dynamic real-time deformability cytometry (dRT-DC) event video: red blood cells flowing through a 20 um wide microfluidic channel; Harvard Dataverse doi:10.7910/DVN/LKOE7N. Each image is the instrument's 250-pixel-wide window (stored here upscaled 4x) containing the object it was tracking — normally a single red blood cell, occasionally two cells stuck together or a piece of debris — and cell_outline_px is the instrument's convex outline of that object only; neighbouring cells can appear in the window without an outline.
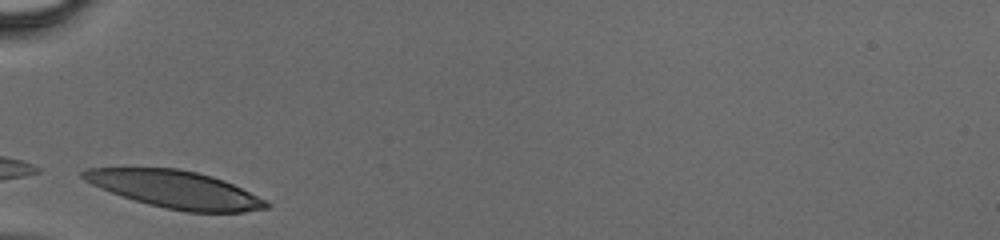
{"species": "human", "species_latin": "Homo sapiens", "temperature_condition": "cold", "stored_images_in_passage": 23, "camera_frame_rate_fps": 3000, "um_per_image_px": 0.085, "donor": {"sex": "male"}, "frame": {"image": 1, "passage_image": 1, "time_ms": 0.0, "image_size_px": [1000, 240], "cell_outline_px": [[272, 204], [268, 208], [244, 212], [188, 212], [164, 208], [148, 204], [100, 188], [84, 180], [80, 176], [80, 172], [88, 168], [176, 168], [196, 172], [212, 176], [224, 180]], "centroid_in_image_um": [14.88, 16.1], "position_along_channel_um": 70.1, "area_um2": 39.42}}
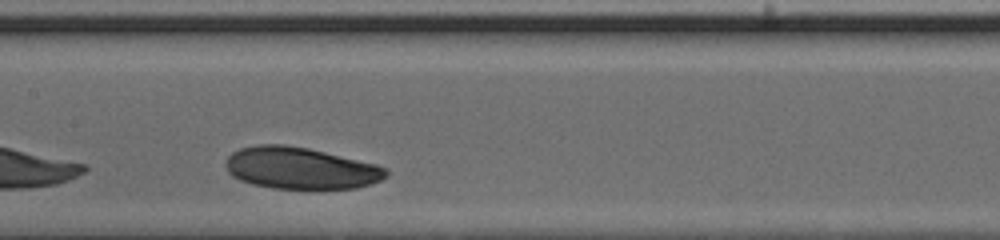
{"frame": {"image": 2, "passage_image": 9, "time_ms": 2.667, "image_size_px": [1000, 240], "cell_outline_px": [[388, 176], [372, 184], [356, 188], [272, 188], [252, 184], [240, 180], [232, 176], [228, 172], [224, 164], [228, 156], [232, 152], [240, 148], [256, 144], [284, 144], [308, 148], [376, 164], [388, 168]], "centroid_in_image_um": [25.53, 14.28], "position_along_channel_um": 181.9, "area_um2": 39.13}}
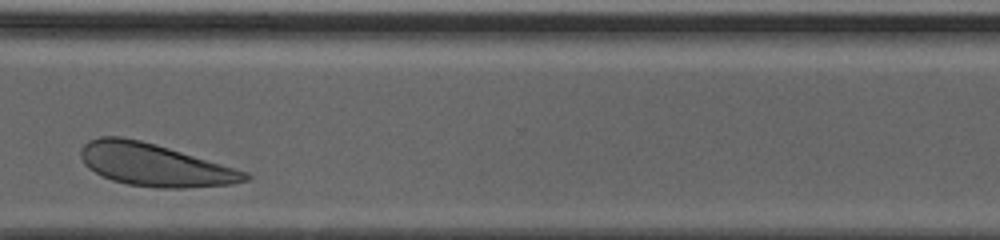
{"frame": {"image": 3, "passage_image": 21, "time_ms": 6.667, "image_size_px": [1000, 240], "cell_outline_px": [[252, 176], [248, 180], [232, 184], [188, 188], [160, 188], [128, 184], [112, 180], [88, 168], [84, 164], [80, 156], [80, 148], [88, 140], [100, 136], [120, 136], [140, 140], [156, 144], [248, 172]], "centroid_in_image_um": [13.13, 14.01], "position_along_channel_um": 357.5, "area_um2": 40.63}}